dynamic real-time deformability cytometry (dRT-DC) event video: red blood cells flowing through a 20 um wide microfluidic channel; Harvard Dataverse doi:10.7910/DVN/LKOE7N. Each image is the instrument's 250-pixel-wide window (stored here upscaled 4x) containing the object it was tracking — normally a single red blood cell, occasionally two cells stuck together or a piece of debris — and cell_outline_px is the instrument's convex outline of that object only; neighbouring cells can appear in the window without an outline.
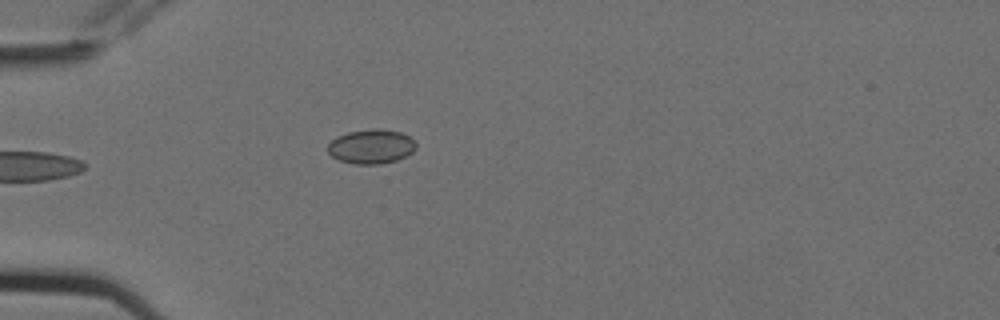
{"species": "Egyptian fruit bat (a non-hibernating species)", "species_latin": "Rousettus aegyptiacus", "temperature_condition": "cold", "stored_images_in_passage": 1, "camera_frame_rate_fps": 3000, "um_per_image_px": 0.085, "animal": {"sex": "female"}, "frame": {"image": 1, "passage_image": 1, "time_ms": 0.0, "image_size_px": [1000, 320], "cell_outline_px": [[416, 148], [412, 152], [396, 160], [380, 164], [352, 164], [340, 160], [332, 156], [328, 152], [328, 144], [336, 136], [348, 132], [372, 128], [380, 128], [400, 132], [408, 136], [416, 144]], "centroid_in_image_um": [31.53, 12.44], "position_along_channel_um": 53.5, "area_um2": 17.63}}